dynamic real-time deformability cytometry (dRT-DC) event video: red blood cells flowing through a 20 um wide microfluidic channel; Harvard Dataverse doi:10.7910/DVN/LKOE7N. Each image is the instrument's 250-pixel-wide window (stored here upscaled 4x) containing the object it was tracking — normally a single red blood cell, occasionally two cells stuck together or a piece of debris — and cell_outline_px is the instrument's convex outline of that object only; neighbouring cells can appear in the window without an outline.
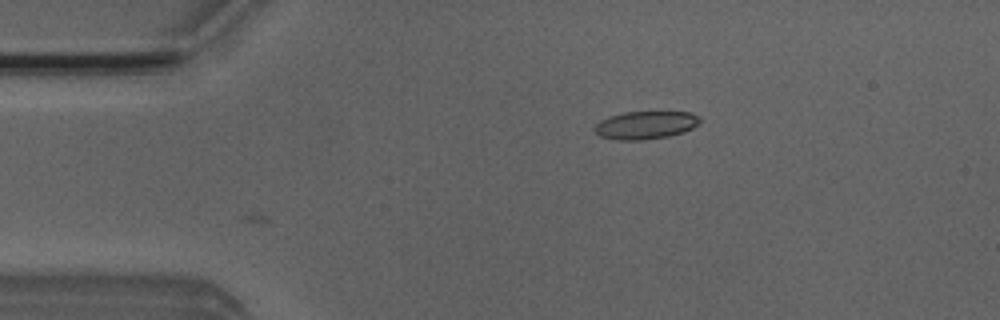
{"species": "Egyptian fruit bat (a non-hibernating species)", "species_latin": "Rousettus aegyptiacus", "temperature_condition": "room temperature", "stored_images_in_passage": 3, "camera_frame_rate_fps": 3000, "um_per_image_px": 0.085, "animal": {"sex": "male"}, "frame": {"image": 1, "passage_image": 3, "time_ms": 0.667, "image_size_px": [1000, 320], "cell_outline_px": [[700, 120], [692, 128], [684, 132], [668, 136], [644, 140], [616, 140], [600, 136], [596, 132], [596, 124], [600, 120], [608, 116], [624, 112], [692, 112], [700, 116]], "centroid_in_image_um": [54.87, 10.63], "position_along_channel_um": 30.1, "area_um2": 17.11}}